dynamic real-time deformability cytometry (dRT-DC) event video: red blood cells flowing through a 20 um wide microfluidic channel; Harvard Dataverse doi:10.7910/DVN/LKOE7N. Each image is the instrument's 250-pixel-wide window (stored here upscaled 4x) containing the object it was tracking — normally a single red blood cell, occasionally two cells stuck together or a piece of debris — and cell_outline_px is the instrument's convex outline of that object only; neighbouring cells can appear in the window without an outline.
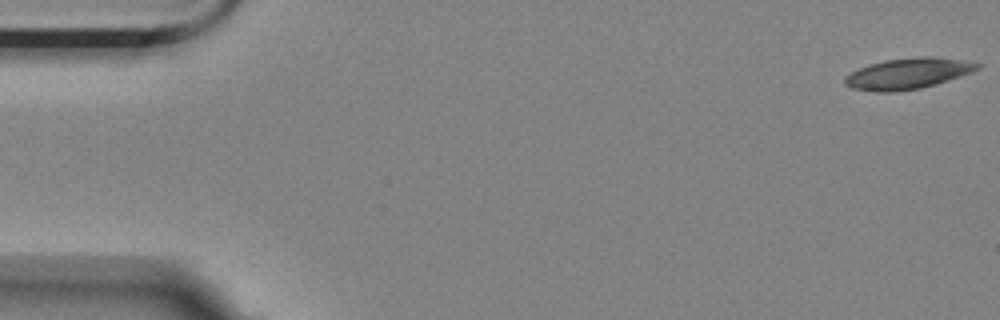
{"species": "Egyptian fruit bat (a non-hibernating species)", "species_latin": "Rousettus aegyptiacus", "temperature_condition": "room temperature", "stored_images_in_passage": 54, "camera_frame_rate_fps": 3000, "um_per_image_px": 0.085, "animal": {"sex": "female"}, "frame": {"image": 1, "passage_image": 1, "time_ms": 0.0, "image_size_px": [1000, 320], "cell_outline_px": [[980, 68], [972, 72], [936, 84], [920, 88], [896, 92], [876, 92], [852, 88], [844, 84], [844, 76], [868, 64], [884, 60], [920, 56], [932, 56], [964, 60], [980, 64]], "centroid_in_image_um": [77.16, 6.25], "position_along_channel_um": 7.8, "area_um2": 23.93}}
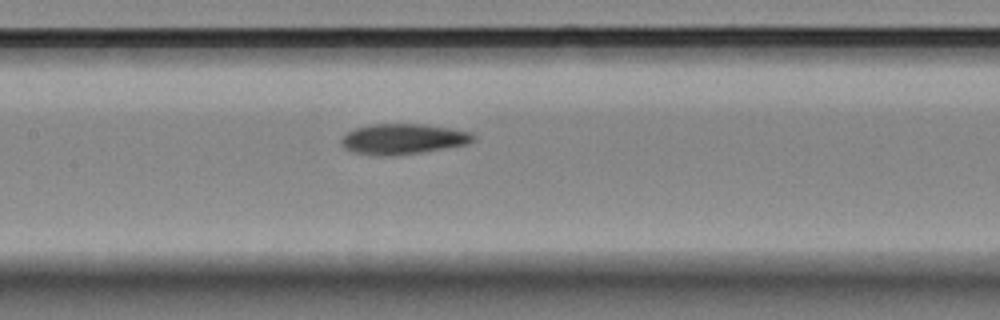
{"frame": {"image": 2, "passage_image": 26, "time_ms": 8.333, "image_size_px": [1000, 320], "cell_outline_px": [[476, 140], [468, 144], [420, 152], [384, 156], [376, 156], [352, 152], [344, 148], [340, 144], [340, 140], [348, 132], [356, 128], [372, 124], [424, 124], [472, 132], [476, 136]], "centroid_in_image_um": [34.26, 11.81], "position_along_channel_um": 173.1, "area_um2": 23.41}}
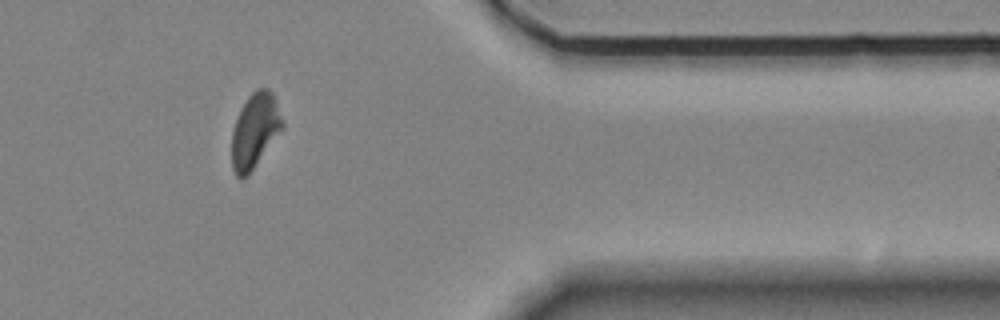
{"frame": {"image": 3, "passage_image": 46, "time_ms": 15.0, "image_size_px": [1000, 320], "cell_outline_px": [[284, 128], [248, 176], [240, 180], [236, 176], [232, 168], [232, 132], [236, 120], [248, 96], [256, 88], [268, 88], [272, 92], [276, 100], [284, 124]], "centroid_in_image_um": [21.68, 11.13], "position_along_channel_um": 389.7, "area_um2": 22.14}}